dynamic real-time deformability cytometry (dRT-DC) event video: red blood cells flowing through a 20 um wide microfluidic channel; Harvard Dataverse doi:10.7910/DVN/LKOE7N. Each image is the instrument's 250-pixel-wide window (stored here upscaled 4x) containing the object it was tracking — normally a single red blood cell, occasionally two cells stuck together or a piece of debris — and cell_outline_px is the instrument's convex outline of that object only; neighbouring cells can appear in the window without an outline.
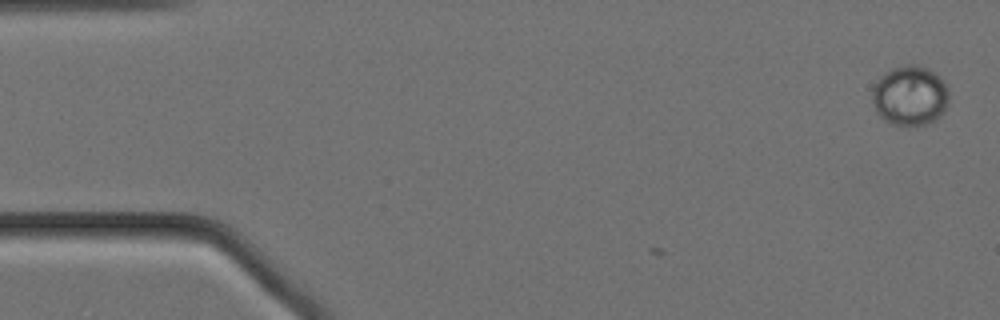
{"species": "Egyptian fruit bat (a non-hibernating species)", "species_latin": "Rousettus aegyptiacus", "temperature_condition": "cold", "stored_images_in_passage": 5, "camera_frame_rate_fps": 3000, "um_per_image_px": 0.085, "animal": {"sex": "female"}, "frame": {"image": 1, "passage_image": 5, "time_ms": 1.333, "image_size_px": [1000, 320], "cell_outline_px": [[948, 104], [936, 120], [912, 128], [892, 124], [884, 120], [876, 112], [872, 100], [872, 88], [876, 80], [880, 76], [892, 68], [904, 64], [916, 64], [928, 68], [940, 76], [944, 80], [948, 88]], "centroid_in_image_um": [77.34, 8.13], "position_along_channel_um": 7.7, "area_um2": 27.4}}